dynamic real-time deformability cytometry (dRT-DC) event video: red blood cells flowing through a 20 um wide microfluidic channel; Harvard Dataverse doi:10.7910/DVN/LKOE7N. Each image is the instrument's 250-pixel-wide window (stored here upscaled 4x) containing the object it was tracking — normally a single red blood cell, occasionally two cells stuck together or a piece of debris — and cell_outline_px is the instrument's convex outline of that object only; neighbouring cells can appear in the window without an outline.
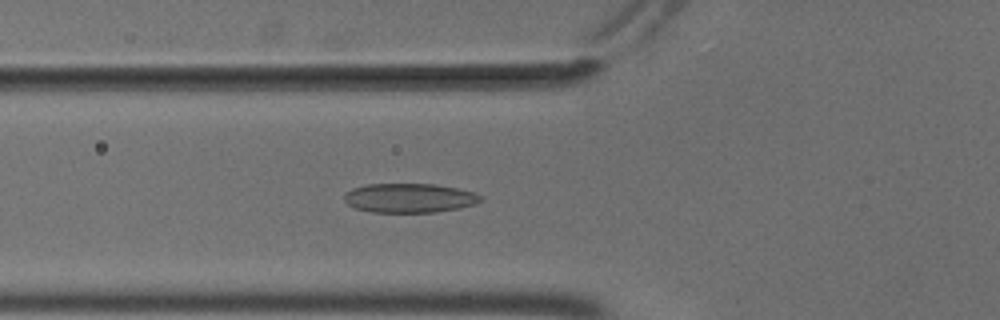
{"species": "common noctule bat (a hibernating species)", "species_latin": "Nyctalus noctula", "temperature_condition": "cold", "stored_images_in_passage": 55, "camera_frame_rate_fps": 3000, "um_per_image_px": 0.085, "animal": {"sex": "male", "body_mass_g": 18.8}, "frame": {"image": 1, "passage_image": 21, "time_ms": 6.667, "image_size_px": [1000, 320], "cell_outline_px": [[484, 200], [476, 204], [460, 208], [436, 212], [372, 212], [356, 208], [348, 204], [344, 200], [344, 196], [352, 188], [368, 184], [436, 184], [476, 192], [484, 196]], "centroid_in_image_um": [34.88, 16.83], "position_along_channel_um": 90.9, "area_um2": 23.41}}
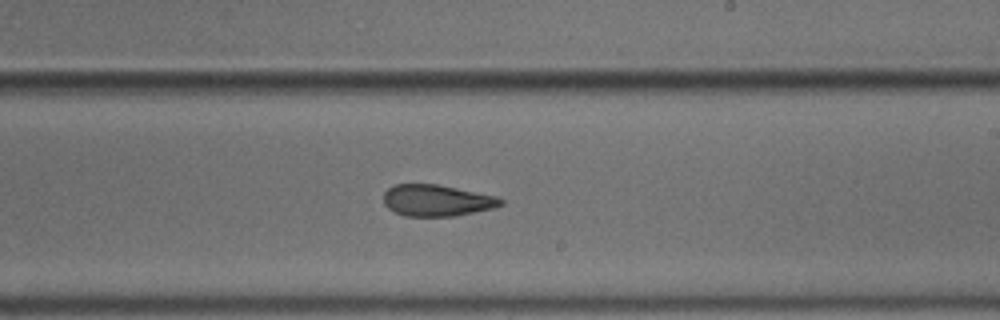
{"frame": {"image": 2, "passage_image": 34, "time_ms": 11.0, "image_size_px": [1000, 320], "cell_outline_px": [[504, 204], [492, 208], [452, 216], [404, 216], [388, 208], [384, 204], [384, 192], [388, 188], [396, 184], [436, 184], [500, 196], [504, 200]], "centroid_in_image_um": [37.15, 17.03], "position_along_channel_um": 251.9, "area_um2": 21.5}}
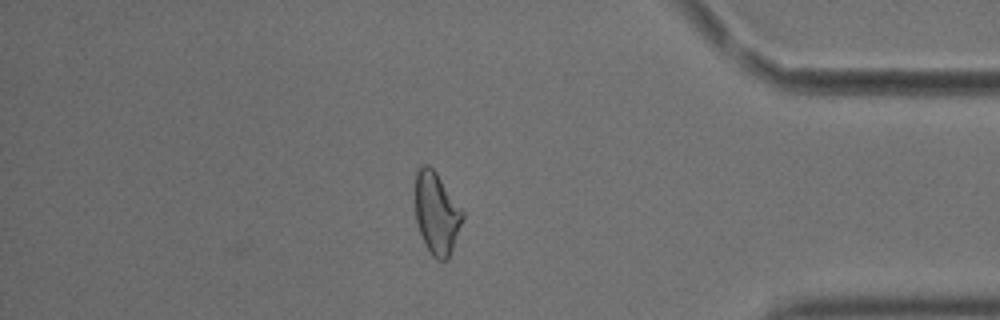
{"frame": {"image": 3, "passage_image": 48, "time_ms": 15.667, "image_size_px": [1000, 320], "cell_outline_px": [[464, 216], [448, 260], [436, 260], [432, 256], [424, 244], [416, 224], [412, 188], [416, 172], [424, 164], [428, 164], [436, 172], [464, 212]], "centroid_in_image_um": [37.05, 18.11], "position_along_channel_um": 398.2, "area_um2": 23.24}, "authors_computed_cell_mechanics": {"area_um2": 23.3512, "velocity_mm_per_s": 3.6939, "shape_relaxation_time_tau1_ms": null, "shape_relaxation_time_tau2_ms": 2.3801, "deformation_change_tau1": null, "deformation_change_tau2": 0.1043}}